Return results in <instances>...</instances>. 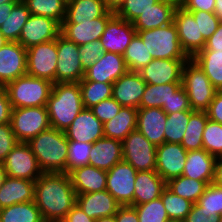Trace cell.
I'll return each mask as SVG.
<instances>
[{
  "instance_id": "1",
  "label": "cell",
  "mask_w": 222,
  "mask_h": 222,
  "mask_svg": "<svg viewBox=\"0 0 222 222\" xmlns=\"http://www.w3.org/2000/svg\"><path fill=\"white\" fill-rule=\"evenodd\" d=\"M76 196L67 173H43L35 181L34 202L45 222H62L76 204Z\"/></svg>"
},
{
  "instance_id": "2",
  "label": "cell",
  "mask_w": 222,
  "mask_h": 222,
  "mask_svg": "<svg viewBox=\"0 0 222 222\" xmlns=\"http://www.w3.org/2000/svg\"><path fill=\"white\" fill-rule=\"evenodd\" d=\"M43 173H66L68 140L64 131L49 128L27 142Z\"/></svg>"
},
{
  "instance_id": "3",
  "label": "cell",
  "mask_w": 222,
  "mask_h": 222,
  "mask_svg": "<svg viewBox=\"0 0 222 222\" xmlns=\"http://www.w3.org/2000/svg\"><path fill=\"white\" fill-rule=\"evenodd\" d=\"M46 107L51 128L65 131L84 109L80 84L54 83Z\"/></svg>"
},
{
  "instance_id": "4",
  "label": "cell",
  "mask_w": 222,
  "mask_h": 222,
  "mask_svg": "<svg viewBox=\"0 0 222 222\" xmlns=\"http://www.w3.org/2000/svg\"><path fill=\"white\" fill-rule=\"evenodd\" d=\"M53 84L26 74L8 82L3 88L7 91L12 108L38 107L47 106Z\"/></svg>"
},
{
  "instance_id": "5",
  "label": "cell",
  "mask_w": 222,
  "mask_h": 222,
  "mask_svg": "<svg viewBox=\"0 0 222 222\" xmlns=\"http://www.w3.org/2000/svg\"><path fill=\"white\" fill-rule=\"evenodd\" d=\"M136 32L153 59H190L181 47L174 22L163 27Z\"/></svg>"
},
{
  "instance_id": "6",
  "label": "cell",
  "mask_w": 222,
  "mask_h": 222,
  "mask_svg": "<svg viewBox=\"0 0 222 222\" xmlns=\"http://www.w3.org/2000/svg\"><path fill=\"white\" fill-rule=\"evenodd\" d=\"M181 84L187 93L192 110L206 111L217 93L193 59H189L183 65Z\"/></svg>"
},
{
  "instance_id": "7",
  "label": "cell",
  "mask_w": 222,
  "mask_h": 222,
  "mask_svg": "<svg viewBox=\"0 0 222 222\" xmlns=\"http://www.w3.org/2000/svg\"><path fill=\"white\" fill-rule=\"evenodd\" d=\"M10 124L18 142L25 143L51 128L46 106L12 108Z\"/></svg>"
},
{
  "instance_id": "8",
  "label": "cell",
  "mask_w": 222,
  "mask_h": 222,
  "mask_svg": "<svg viewBox=\"0 0 222 222\" xmlns=\"http://www.w3.org/2000/svg\"><path fill=\"white\" fill-rule=\"evenodd\" d=\"M123 161L131 164L137 172L156 168V146L140 131L133 130L122 141Z\"/></svg>"
},
{
  "instance_id": "9",
  "label": "cell",
  "mask_w": 222,
  "mask_h": 222,
  "mask_svg": "<svg viewBox=\"0 0 222 222\" xmlns=\"http://www.w3.org/2000/svg\"><path fill=\"white\" fill-rule=\"evenodd\" d=\"M57 39L27 49V75L56 83Z\"/></svg>"
},
{
  "instance_id": "10",
  "label": "cell",
  "mask_w": 222,
  "mask_h": 222,
  "mask_svg": "<svg viewBox=\"0 0 222 222\" xmlns=\"http://www.w3.org/2000/svg\"><path fill=\"white\" fill-rule=\"evenodd\" d=\"M56 83L80 82L85 76L79 46L61 34L57 37Z\"/></svg>"
},
{
  "instance_id": "11",
  "label": "cell",
  "mask_w": 222,
  "mask_h": 222,
  "mask_svg": "<svg viewBox=\"0 0 222 222\" xmlns=\"http://www.w3.org/2000/svg\"><path fill=\"white\" fill-rule=\"evenodd\" d=\"M106 172V190L121 206H133L137 170L131 164L121 161Z\"/></svg>"
},
{
  "instance_id": "12",
  "label": "cell",
  "mask_w": 222,
  "mask_h": 222,
  "mask_svg": "<svg viewBox=\"0 0 222 222\" xmlns=\"http://www.w3.org/2000/svg\"><path fill=\"white\" fill-rule=\"evenodd\" d=\"M3 166L6 175L14 178L36 181L43 174L37 158L25 142L16 144L6 156Z\"/></svg>"
},
{
  "instance_id": "13",
  "label": "cell",
  "mask_w": 222,
  "mask_h": 222,
  "mask_svg": "<svg viewBox=\"0 0 222 222\" xmlns=\"http://www.w3.org/2000/svg\"><path fill=\"white\" fill-rule=\"evenodd\" d=\"M60 31L61 25L56 20L45 16L30 15L21 30L18 42L28 49L34 45L57 39Z\"/></svg>"
},
{
  "instance_id": "14",
  "label": "cell",
  "mask_w": 222,
  "mask_h": 222,
  "mask_svg": "<svg viewBox=\"0 0 222 222\" xmlns=\"http://www.w3.org/2000/svg\"><path fill=\"white\" fill-rule=\"evenodd\" d=\"M27 74V49L8 42L0 49V87Z\"/></svg>"
},
{
  "instance_id": "15",
  "label": "cell",
  "mask_w": 222,
  "mask_h": 222,
  "mask_svg": "<svg viewBox=\"0 0 222 222\" xmlns=\"http://www.w3.org/2000/svg\"><path fill=\"white\" fill-rule=\"evenodd\" d=\"M187 151L180 143L164 142L156 147L155 171L166 181L182 175Z\"/></svg>"
},
{
  "instance_id": "16",
  "label": "cell",
  "mask_w": 222,
  "mask_h": 222,
  "mask_svg": "<svg viewBox=\"0 0 222 222\" xmlns=\"http://www.w3.org/2000/svg\"><path fill=\"white\" fill-rule=\"evenodd\" d=\"M136 33L132 22L114 15L108 21L100 41L105 52L123 55Z\"/></svg>"
},
{
  "instance_id": "17",
  "label": "cell",
  "mask_w": 222,
  "mask_h": 222,
  "mask_svg": "<svg viewBox=\"0 0 222 222\" xmlns=\"http://www.w3.org/2000/svg\"><path fill=\"white\" fill-rule=\"evenodd\" d=\"M188 60L153 59L139 72L147 84L181 83L182 69Z\"/></svg>"
},
{
  "instance_id": "18",
  "label": "cell",
  "mask_w": 222,
  "mask_h": 222,
  "mask_svg": "<svg viewBox=\"0 0 222 222\" xmlns=\"http://www.w3.org/2000/svg\"><path fill=\"white\" fill-rule=\"evenodd\" d=\"M128 71L123 55L105 52L96 63L86 71L81 81L114 83Z\"/></svg>"
},
{
  "instance_id": "19",
  "label": "cell",
  "mask_w": 222,
  "mask_h": 222,
  "mask_svg": "<svg viewBox=\"0 0 222 222\" xmlns=\"http://www.w3.org/2000/svg\"><path fill=\"white\" fill-rule=\"evenodd\" d=\"M115 15L108 10L102 17L80 24H61L60 34L78 46L100 40L108 21Z\"/></svg>"
},
{
  "instance_id": "20",
  "label": "cell",
  "mask_w": 222,
  "mask_h": 222,
  "mask_svg": "<svg viewBox=\"0 0 222 222\" xmlns=\"http://www.w3.org/2000/svg\"><path fill=\"white\" fill-rule=\"evenodd\" d=\"M146 85L139 72L127 71L113 83L112 97L122 107L138 109Z\"/></svg>"
},
{
  "instance_id": "21",
  "label": "cell",
  "mask_w": 222,
  "mask_h": 222,
  "mask_svg": "<svg viewBox=\"0 0 222 222\" xmlns=\"http://www.w3.org/2000/svg\"><path fill=\"white\" fill-rule=\"evenodd\" d=\"M64 132L67 140L92 144L104 137L103 123L90 108H84Z\"/></svg>"
},
{
  "instance_id": "22",
  "label": "cell",
  "mask_w": 222,
  "mask_h": 222,
  "mask_svg": "<svg viewBox=\"0 0 222 222\" xmlns=\"http://www.w3.org/2000/svg\"><path fill=\"white\" fill-rule=\"evenodd\" d=\"M173 22L177 28L182 49L192 59L199 53L198 20H194L191 12L178 5L174 12Z\"/></svg>"
},
{
  "instance_id": "23",
  "label": "cell",
  "mask_w": 222,
  "mask_h": 222,
  "mask_svg": "<svg viewBox=\"0 0 222 222\" xmlns=\"http://www.w3.org/2000/svg\"><path fill=\"white\" fill-rule=\"evenodd\" d=\"M167 114L162 108L137 109V126L140 131L153 145L160 146L165 142L164 129Z\"/></svg>"
},
{
  "instance_id": "24",
  "label": "cell",
  "mask_w": 222,
  "mask_h": 222,
  "mask_svg": "<svg viewBox=\"0 0 222 222\" xmlns=\"http://www.w3.org/2000/svg\"><path fill=\"white\" fill-rule=\"evenodd\" d=\"M76 204L94 220L115 215L121 206L107 190L77 194Z\"/></svg>"
},
{
  "instance_id": "25",
  "label": "cell",
  "mask_w": 222,
  "mask_h": 222,
  "mask_svg": "<svg viewBox=\"0 0 222 222\" xmlns=\"http://www.w3.org/2000/svg\"><path fill=\"white\" fill-rule=\"evenodd\" d=\"M179 0H159L144 11L133 22L136 31L151 30L173 22L174 12Z\"/></svg>"
},
{
  "instance_id": "26",
  "label": "cell",
  "mask_w": 222,
  "mask_h": 222,
  "mask_svg": "<svg viewBox=\"0 0 222 222\" xmlns=\"http://www.w3.org/2000/svg\"><path fill=\"white\" fill-rule=\"evenodd\" d=\"M123 161L122 142L103 137L92 144L89 165L105 171Z\"/></svg>"
},
{
  "instance_id": "27",
  "label": "cell",
  "mask_w": 222,
  "mask_h": 222,
  "mask_svg": "<svg viewBox=\"0 0 222 222\" xmlns=\"http://www.w3.org/2000/svg\"><path fill=\"white\" fill-rule=\"evenodd\" d=\"M216 157L206 150L187 151L186 163L182 175L194 180L213 183Z\"/></svg>"
},
{
  "instance_id": "28",
  "label": "cell",
  "mask_w": 222,
  "mask_h": 222,
  "mask_svg": "<svg viewBox=\"0 0 222 222\" xmlns=\"http://www.w3.org/2000/svg\"><path fill=\"white\" fill-rule=\"evenodd\" d=\"M72 186L77 194L106 190L107 172L92 165H85L69 173Z\"/></svg>"
},
{
  "instance_id": "29",
  "label": "cell",
  "mask_w": 222,
  "mask_h": 222,
  "mask_svg": "<svg viewBox=\"0 0 222 222\" xmlns=\"http://www.w3.org/2000/svg\"><path fill=\"white\" fill-rule=\"evenodd\" d=\"M35 181L6 176L0 188V209L34 201Z\"/></svg>"
},
{
  "instance_id": "30",
  "label": "cell",
  "mask_w": 222,
  "mask_h": 222,
  "mask_svg": "<svg viewBox=\"0 0 222 222\" xmlns=\"http://www.w3.org/2000/svg\"><path fill=\"white\" fill-rule=\"evenodd\" d=\"M133 206L157 199L166 188V181L155 171L137 172Z\"/></svg>"
},
{
  "instance_id": "31",
  "label": "cell",
  "mask_w": 222,
  "mask_h": 222,
  "mask_svg": "<svg viewBox=\"0 0 222 222\" xmlns=\"http://www.w3.org/2000/svg\"><path fill=\"white\" fill-rule=\"evenodd\" d=\"M109 9L103 0H69L61 24H80L102 17Z\"/></svg>"
},
{
  "instance_id": "32",
  "label": "cell",
  "mask_w": 222,
  "mask_h": 222,
  "mask_svg": "<svg viewBox=\"0 0 222 222\" xmlns=\"http://www.w3.org/2000/svg\"><path fill=\"white\" fill-rule=\"evenodd\" d=\"M137 109L122 107L118 114L103 124L104 137L123 141L129 133L136 129Z\"/></svg>"
},
{
  "instance_id": "33",
  "label": "cell",
  "mask_w": 222,
  "mask_h": 222,
  "mask_svg": "<svg viewBox=\"0 0 222 222\" xmlns=\"http://www.w3.org/2000/svg\"><path fill=\"white\" fill-rule=\"evenodd\" d=\"M203 70L214 88L222 90V51L201 50L192 58Z\"/></svg>"
},
{
  "instance_id": "34",
  "label": "cell",
  "mask_w": 222,
  "mask_h": 222,
  "mask_svg": "<svg viewBox=\"0 0 222 222\" xmlns=\"http://www.w3.org/2000/svg\"><path fill=\"white\" fill-rule=\"evenodd\" d=\"M207 121L206 111L190 110V119L181 142L186 151L203 148L202 138Z\"/></svg>"
},
{
  "instance_id": "35",
  "label": "cell",
  "mask_w": 222,
  "mask_h": 222,
  "mask_svg": "<svg viewBox=\"0 0 222 222\" xmlns=\"http://www.w3.org/2000/svg\"><path fill=\"white\" fill-rule=\"evenodd\" d=\"M0 222H45L34 201L0 209Z\"/></svg>"
},
{
  "instance_id": "36",
  "label": "cell",
  "mask_w": 222,
  "mask_h": 222,
  "mask_svg": "<svg viewBox=\"0 0 222 222\" xmlns=\"http://www.w3.org/2000/svg\"><path fill=\"white\" fill-rule=\"evenodd\" d=\"M30 15V11L23 0H20L14 5L10 12V16L0 27L4 38L8 42H18L21 30Z\"/></svg>"
},
{
  "instance_id": "37",
  "label": "cell",
  "mask_w": 222,
  "mask_h": 222,
  "mask_svg": "<svg viewBox=\"0 0 222 222\" xmlns=\"http://www.w3.org/2000/svg\"><path fill=\"white\" fill-rule=\"evenodd\" d=\"M181 86V83H168L164 85L147 84L140 101V107L162 108L163 104H167L172 94Z\"/></svg>"
},
{
  "instance_id": "38",
  "label": "cell",
  "mask_w": 222,
  "mask_h": 222,
  "mask_svg": "<svg viewBox=\"0 0 222 222\" xmlns=\"http://www.w3.org/2000/svg\"><path fill=\"white\" fill-rule=\"evenodd\" d=\"M166 187L174 194L195 204L204 193L207 184L204 181L194 180L181 175L166 182Z\"/></svg>"
},
{
  "instance_id": "39",
  "label": "cell",
  "mask_w": 222,
  "mask_h": 222,
  "mask_svg": "<svg viewBox=\"0 0 222 222\" xmlns=\"http://www.w3.org/2000/svg\"><path fill=\"white\" fill-rule=\"evenodd\" d=\"M123 58L128 71L136 72L140 71L153 60L148 49L143 44V40L137 33L131 39L129 46L123 53Z\"/></svg>"
},
{
  "instance_id": "40",
  "label": "cell",
  "mask_w": 222,
  "mask_h": 222,
  "mask_svg": "<svg viewBox=\"0 0 222 222\" xmlns=\"http://www.w3.org/2000/svg\"><path fill=\"white\" fill-rule=\"evenodd\" d=\"M31 15L52 18L60 25L66 17V2L64 0H23Z\"/></svg>"
},
{
  "instance_id": "41",
  "label": "cell",
  "mask_w": 222,
  "mask_h": 222,
  "mask_svg": "<svg viewBox=\"0 0 222 222\" xmlns=\"http://www.w3.org/2000/svg\"><path fill=\"white\" fill-rule=\"evenodd\" d=\"M79 84L84 108H91L99 102L112 97V83L80 81Z\"/></svg>"
},
{
  "instance_id": "42",
  "label": "cell",
  "mask_w": 222,
  "mask_h": 222,
  "mask_svg": "<svg viewBox=\"0 0 222 222\" xmlns=\"http://www.w3.org/2000/svg\"><path fill=\"white\" fill-rule=\"evenodd\" d=\"M190 119V110L167 114L164 137L165 142L180 143Z\"/></svg>"
},
{
  "instance_id": "43",
  "label": "cell",
  "mask_w": 222,
  "mask_h": 222,
  "mask_svg": "<svg viewBox=\"0 0 222 222\" xmlns=\"http://www.w3.org/2000/svg\"><path fill=\"white\" fill-rule=\"evenodd\" d=\"M169 219L183 221L193 205L187 199L174 194L169 188H165L160 196Z\"/></svg>"
},
{
  "instance_id": "44",
  "label": "cell",
  "mask_w": 222,
  "mask_h": 222,
  "mask_svg": "<svg viewBox=\"0 0 222 222\" xmlns=\"http://www.w3.org/2000/svg\"><path fill=\"white\" fill-rule=\"evenodd\" d=\"M91 148L92 143L68 140L67 174L76 168L89 165Z\"/></svg>"
},
{
  "instance_id": "45",
  "label": "cell",
  "mask_w": 222,
  "mask_h": 222,
  "mask_svg": "<svg viewBox=\"0 0 222 222\" xmlns=\"http://www.w3.org/2000/svg\"><path fill=\"white\" fill-rule=\"evenodd\" d=\"M203 149L216 158L222 156V124L208 119L203 132Z\"/></svg>"
},
{
  "instance_id": "46",
  "label": "cell",
  "mask_w": 222,
  "mask_h": 222,
  "mask_svg": "<svg viewBox=\"0 0 222 222\" xmlns=\"http://www.w3.org/2000/svg\"><path fill=\"white\" fill-rule=\"evenodd\" d=\"M139 222H164L169 219L161 198L134 206Z\"/></svg>"
},
{
  "instance_id": "47",
  "label": "cell",
  "mask_w": 222,
  "mask_h": 222,
  "mask_svg": "<svg viewBox=\"0 0 222 222\" xmlns=\"http://www.w3.org/2000/svg\"><path fill=\"white\" fill-rule=\"evenodd\" d=\"M194 20H198L199 28V52L205 47L206 41L217 30L221 21L214 15L205 11H189Z\"/></svg>"
},
{
  "instance_id": "48",
  "label": "cell",
  "mask_w": 222,
  "mask_h": 222,
  "mask_svg": "<svg viewBox=\"0 0 222 222\" xmlns=\"http://www.w3.org/2000/svg\"><path fill=\"white\" fill-rule=\"evenodd\" d=\"M196 203L202 206L207 214L220 216L222 214V187L213 183L208 184Z\"/></svg>"
},
{
  "instance_id": "49",
  "label": "cell",
  "mask_w": 222,
  "mask_h": 222,
  "mask_svg": "<svg viewBox=\"0 0 222 222\" xmlns=\"http://www.w3.org/2000/svg\"><path fill=\"white\" fill-rule=\"evenodd\" d=\"M159 0H124L120 7L115 11V15L133 22L144 11L151 8Z\"/></svg>"
},
{
  "instance_id": "50",
  "label": "cell",
  "mask_w": 222,
  "mask_h": 222,
  "mask_svg": "<svg viewBox=\"0 0 222 222\" xmlns=\"http://www.w3.org/2000/svg\"><path fill=\"white\" fill-rule=\"evenodd\" d=\"M79 51L81 65L85 71L105 53L100 40L79 46Z\"/></svg>"
},
{
  "instance_id": "51",
  "label": "cell",
  "mask_w": 222,
  "mask_h": 222,
  "mask_svg": "<svg viewBox=\"0 0 222 222\" xmlns=\"http://www.w3.org/2000/svg\"><path fill=\"white\" fill-rule=\"evenodd\" d=\"M122 106L113 98L105 99L90 109L94 115L104 124L118 114Z\"/></svg>"
},
{
  "instance_id": "52",
  "label": "cell",
  "mask_w": 222,
  "mask_h": 222,
  "mask_svg": "<svg viewBox=\"0 0 222 222\" xmlns=\"http://www.w3.org/2000/svg\"><path fill=\"white\" fill-rule=\"evenodd\" d=\"M162 110L166 114L192 110L187 93L182 86L174 94H172L167 104H163Z\"/></svg>"
},
{
  "instance_id": "53",
  "label": "cell",
  "mask_w": 222,
  "mask_h": 222,
  "mask_svg": "<svg viewBox=\"0 0 222 222\" xmlns=\"http://www.w3.org/2000/svg\"><path fill=\"white\" fill-rule=\"evenodd\" d=\"M16 139L10 123L0 124V163H3L8 153L16 146Z\"/></svg>"
},
{
  "instance_id": "54",
  "label": "cell",
  "mask_w": 222,
  "mask_h": 222,
  "mask_svg": "<svg viewBox=\"0 0 222 222\" xmlns=\"http://www.w3.org/2000/svg\"><path fill=\"white\" fill-rule=\"evenodd\" d=\"M182 222H219L218 215H210L203 211V207L193 204L190 212Z\"/></svg>"
},
{
  "instance_id": "55",
  "label": "cell",
  "mask_w": 222,
  "mask_h": 222,
  "mask_svg": "<svg viewBox=\"0 0 222 222\" xmlns=\"http://www.w3.org/2000/svg\"><path fill=\"white\" fill-rule=\"evenodd\" d=\"M179 5L187 11L214 13L215 0H179Z\"/></svg>"
},
{
  "instance_id": "56",
  "label": "cell",
  "mask_w": 222,
  "mask_h": 222,
  "mask_svg": "<svg viewBox=\"0 0 222 222\" xmlns=\"http://www.w3.org/2000/svg\"><path fill=\"white\" fill-rule=\"evenodd\" d=\"M206 112L209 120L222 124V90L217 91Z\"/></svg>"
},
{
  "instance_id": "57",
  "label": "cell",
  "mask_w": 222,
  "mask_h": 222,
  "mask_svg": "<svg viewBox=\"0 0 222 222\" xmlns=\"http://www.w3.org/2000/svg\"><path fill=\"white\" fill-rule=\"evenodd\" d=\"M12 106L7 91L0 87V124L11 123Z\"/></svg>"
},
{
  "instance_id": "58",
  "label": "cell",
  "mask_w": 222,
  "mask_h": 222,
  "mask_svg": "<svg viewBox=\"0 0 222 222\" xmlns=\"http://www.w3.org/2000/svg\"><path fill=\"white\" fill-rule=\"evenodd\" d=\"M114 216L116 222H139L137 211L131 205L120 206Z\"/></svg>"
},
{
  "instance_id": "59",
  "label": "cell",
  "mask_w": 222,
  "mask_h": 222,
  "mask_svg": "<svg viewBox=\"0 0 222 222\" xmlns=\"http://www.w3.org/2000/svg\"><path fill=\"white\" fill-rule=\"evenodd\" d=\"M62 222H95V220L84 213L80 206L75 204Z\"/></svg>"
},
{
  "instance_id": "60",
  "label": "cell",
  "mask_w": 222,
  "mask_h": 222,
  "mask_svg": "<svg viewBox=\"0 0 222 222\" xmlns=\"http://www.w3.org/2000/svg\"><path fill=\"white\" fill-rule=\"evenodd\" d=\"M202 50H211L216 52L222 51V22L218 25L217 30L206 41L205 47Z\"/></svg>"
},
{
  "instance_id": "61",
  "label": "cell",
  "mask_w": 222,
  "mask_h": 222,
  "mask_svg": "<svg viewBox=\"0 0 222 222\" xmlns=\"http://www.w3.org/2000/svg\"><path fill=\"white\" fill-rule=\"evenodd\" d=\"M213 184L222 187V156L218 157L215 162Z\"/></svg>"
},
{
  "instance_id": "62",
  "label": "cell",
  "mask_w": 222,
  "mask_h": 222,
  "mask_svg": "<svg viewBox=\"0 0 222 222\" xmlns=\"http://www.w3.org/2000/svg\"><path fill=\"white\" fill-rule=\"evenodd\" d=\"M16 3H4L0 5V27L10 16V12Z\"/></svg>"
},
{
  "instance_id": "63",
  "label": "cell",
  "mask_w": 222,
  "mask_h": 222,
  "mask_svg": "<svg viewBox=\"0 0 222 222\" xmlns=\"http://www.w3.org/2000/svg\"><path fill=\"white\" fill-rule=\"evenodd\" d=\"M106 7L111 11H116L124 0H103Z\"/></svg>"
},
{
  "instance_id": "64",
  "label": "cell",
  "mask_w": 222,
  "mask_h": 222,
  "mask_svg": "<svg viewBox=\"0 0 222 222\" xmlns=\"http://www.w3.org/2000/svg\"><path fill=\"white\" fill-rule=\"evenodd\" d=\"M214 15L222 22V0H215Z\"/></svg>"
},
{
  "instance_id": "65",
  "label": "cell",
  "mask_w": 222,
  "mask_h": 222,
  "mask_svg": "<svg viewBox=\"0 0 222 222\" xmlns=\"http://www.w3.org/2000/svg\"><path fill=\"white\" fill-rule=\"evenodd\" d=\"M6 171L4 169L3 163H0V188L3 185V182L6 178Z\"/></svg>"
},
{
  "instance_id": "66",
  "label": "cell",
  "mask_w": 222,
  "mask_h": 222,
  "mask_svg": "<svg viewBox=\"0 0 222 222\" xmlns=\"http://www.w3.org/2000/svg\"><path fill=\"white\" fill-rule=\"evenodd\" d=\"M95 222H116L115 216H109V217H102L95 220Z\"/></svg>"
},
{
  "instance_id": "67",
  "label": "cell",
  "mask_w": 222,
  "mask_h": 222,
  "mask_svg": "<svg viewBox=\"0 0 222 222\" xmlns=\"http://www.w3.org/2000/svg\"><path fill=\"white\" fill-rule=\"evenodd\" d=\"M8 43V41L4 38L1 30H0V49L6 45Z\"/></svg>"
},
{
  "instance_id": "68",
  "label": "cell",
  "mask_w": 222,
  "mask_h": 222,
  "mask_svg": "<svg viewBox=\"0 0 222 222\" xmlns=\"http://www.w3.org/2000/svg\"><path fill=\"white\" fill-rule=\"evenodd\" d=\"M20 0H0V5L4 3H18Z\"/></svg>"
},
{
  "instance_id": "69",
  "label": "cell",
  "mask_w": 222,
  "mask_h": 222,
  "mask_svg": "<svg viewBox=\"0 0 222 222\" xmlns=\"http://www.w3.org/2000/svg\"><path fill=\"white\" fill-rule=\"evenodd\" d=\"M164 222H182V221L174 220V219H168V220H166V221H164Z\"/></svg>"
},
{
  "instance_id": "70",
  "label": "cell",
  "mask_w": 222,
  "mask_h": 222,
  "mask_svg": "<svg viewBox=\"0 0 222 222\" xmlns=\"http://www.w3.org/2000/svg\"><path fill=\"white\" fill-rule=\"evenodd\" d=\"M219 222H222V214L219 216Z\"/></svg>"
}]
</instances>
